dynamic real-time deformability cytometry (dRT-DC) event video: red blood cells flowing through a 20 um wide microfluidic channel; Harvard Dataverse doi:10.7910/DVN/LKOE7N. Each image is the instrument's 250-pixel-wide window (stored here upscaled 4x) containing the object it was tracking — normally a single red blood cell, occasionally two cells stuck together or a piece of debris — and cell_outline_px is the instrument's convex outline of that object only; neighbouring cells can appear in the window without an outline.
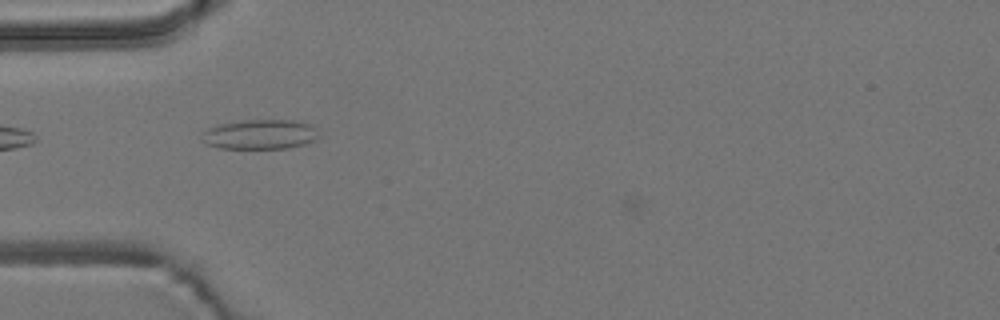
{"species": "common noctule bat (a hibernating species)", "species_latin": "Nyctalus noctula", "temperature_condition": "room temperature", "stored_images_in_passage": 9, "camera_frame_rate_fps": 3000, "um_per_image_px": 0.085, "animal": {"sex": "male", "body_mass_g": 19.2, "forearm_length_mm": 51.8}, "frame": {"image": 1, "passage_image": 8, "time_ms": 2.333, "image_size_px": [1000, 320], "cell_outline_px": [[320, 136], [304, 144], [288, 148], [220, 148], [204, 144], [200, 140], [204, 132], [208, 128], [220, 124], [244, 120], [296, 120], [308, 124]], "centroid_in_image_um": [22.04, 11.42], "position_along_channel_um": 63.0, "area_um2": 20.06}}